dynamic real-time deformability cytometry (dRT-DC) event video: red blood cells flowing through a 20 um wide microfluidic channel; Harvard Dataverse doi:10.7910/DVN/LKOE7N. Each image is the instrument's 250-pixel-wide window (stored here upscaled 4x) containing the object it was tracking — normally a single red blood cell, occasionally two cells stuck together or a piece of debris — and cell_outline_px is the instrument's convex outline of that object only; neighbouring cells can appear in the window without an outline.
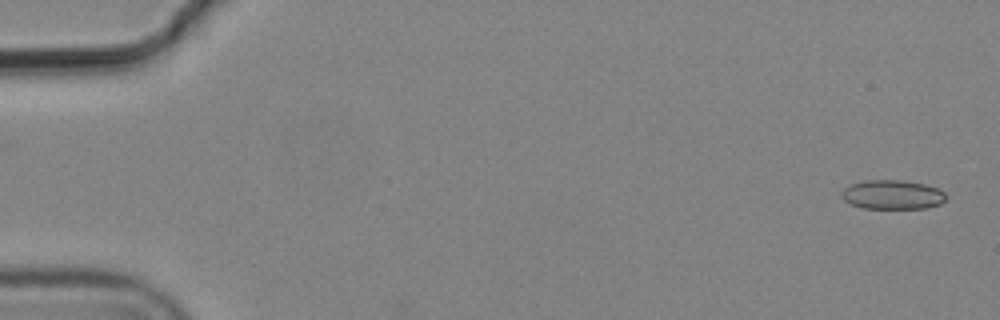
{"species": "common noctule bat (a hibernating species)", "species_latin": "Nyctalus noctula", "temperature_condition": "cold", "stored_images_in_passage": 6, "camera_frame_rate_fps": 3000, "um_per_image_px": 0.085, "animal": {"sex": "male", "body_mass_g": 19.2, "forearm_length_mm": 51.8}, "frame": {"image": 1, "passage_image": 1, "time_ms": 0.0, "image_size_px": [1000, 320], "cell_outline_px": [[944, 200], [940, 204], [928, 208], [864, 208], [852, 204], [844, 200], [840, 196], [840, 192], [848, 184], [864, 180], [900, 180], [924, 184], [940, 188], [944, 192]], "centroid_in_image_um": [75.82, 16.53], "position_along_channel_um": 9.2, "area_um2": 17.86}}
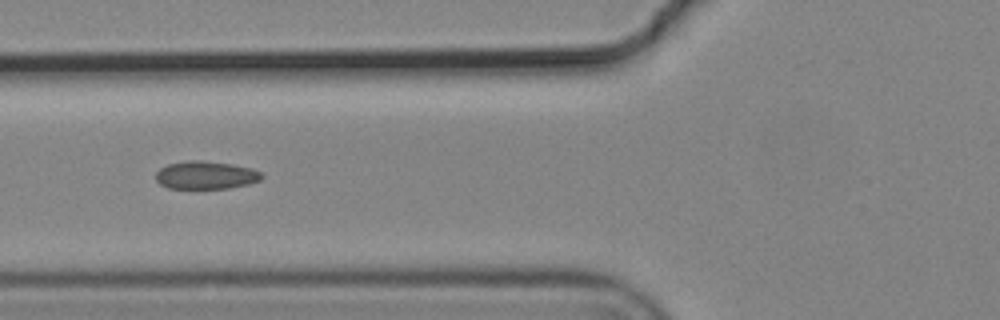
{"frame": {"image": 2, "passage_image": 4, "time_ms": 1.0, "image_size_px": [1000, 320], "cell_outline_px": [[264, 176], [260, 180], [248, 184], [228, 188], [168, 188], [160, 184], [156, 180], [156, 172], [160, 168], [168, 164], [188, 160], [200, 160], [232, 164], [252, 168], [260, 172]], "centroid_in_image_um": [17.49, 14.88], "position_along_channel_um": 108.3, "area_um2": 17.22}}
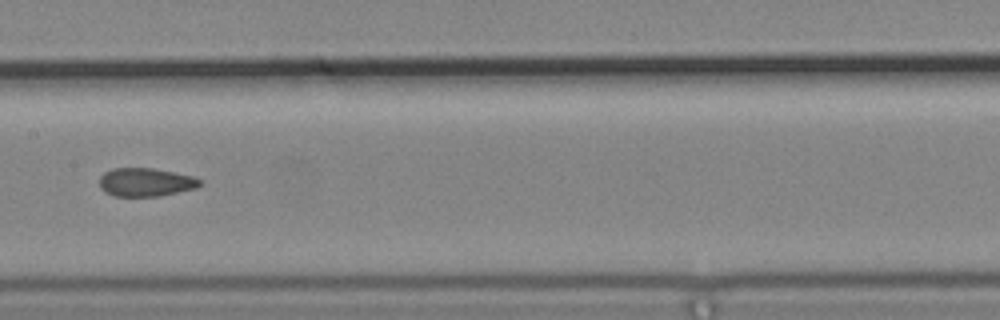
{"frame": {"image": 3, "passage_image": 6, "time_ms": 1.667, "image_size_px": [1000, 320], "cell_outline_px": [[204, 184], [196, 188], [160, 196], [116, 196], [100, 188], [100, 176], [104, 172], [112, 168], [152, 168], [192, 176], [200, 180]], "centroid_in_image_um": [12.39, 15.48], "position_along_channel_um": 195.0, "area_um2": 16.53}}